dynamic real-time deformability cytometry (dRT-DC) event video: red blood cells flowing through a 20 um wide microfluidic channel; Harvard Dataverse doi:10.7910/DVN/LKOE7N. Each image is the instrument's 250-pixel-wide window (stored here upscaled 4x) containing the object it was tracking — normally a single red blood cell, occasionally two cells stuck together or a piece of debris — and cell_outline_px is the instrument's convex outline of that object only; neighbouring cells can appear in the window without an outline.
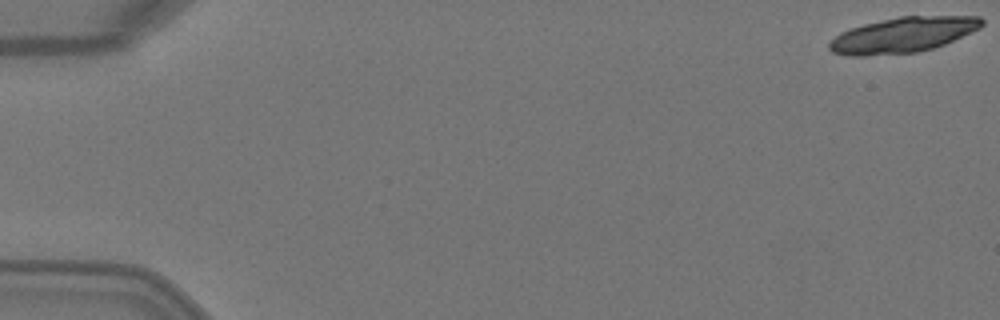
{"species": "Egyptian fruit bat (a non-hibernating species)", "species_latin": "Rousettus aegyptiacus", "temperature_condition": "warm", "stored_images_in_passage": 4, "camera_frame_rate_fps": 3000, "um_per_image_px": 0.085, "animal": {"sex": "female"}, "frame": {"image": 1, "passage_image": 1, "time_ms": 0.0, "image_size_px": [1000, 320], "cell_outline_px": [[984, 24], [980, 28], [944, 44], [932, 48], [916, 52], [864, 56], [848, 56], [832, 52], [828, 48], [828, 44], [840, 32], [864, 24], [900, 16], [980, 16], [984, 20]], "centroid_in_image_um": [76.75, 2.96], "position_along_channel_um": 8.3, "area_um2": 31.21}}